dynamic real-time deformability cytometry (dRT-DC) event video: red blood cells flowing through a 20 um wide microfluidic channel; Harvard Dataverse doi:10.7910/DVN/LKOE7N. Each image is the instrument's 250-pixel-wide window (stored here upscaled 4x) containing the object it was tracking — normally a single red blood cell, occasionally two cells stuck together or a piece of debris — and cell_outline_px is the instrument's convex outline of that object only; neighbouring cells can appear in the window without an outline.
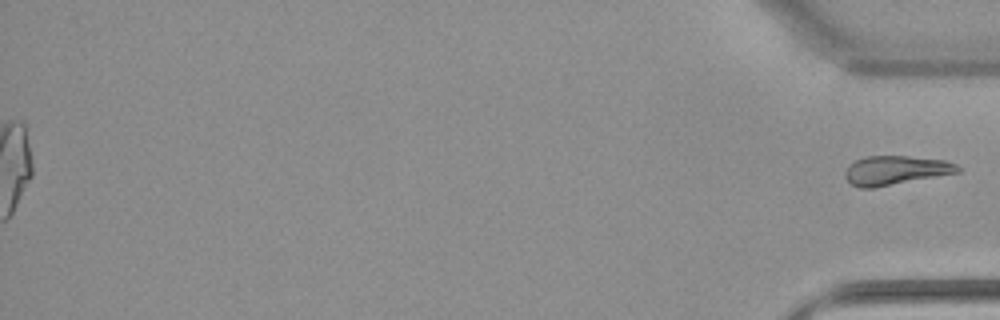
{"species": "common noctule bat (a hibernating species)", "species_latin": "Nyctalus noctula", "temperature_condition": "warm", "stored_images_in_passage": 54, "segment_of_instrument_passage": [2, 2], "camera_frame_rate_fps": 3000, "um_per_image_px": 0.085, "animal": {"sex": "female", "body_mass_g": 22.7, "forearm_length_mm": 54.2}, "frame": {"image": 1, "passage_image": 54, "time_ms": 17.667, "image_size_px": [1000, 320], "cell_outline_px": [[960, 172], [872, 188], [860, 188], [852, 184], [844, 176], [844, 172], [848, 164], [856, 160], [868, 156], [908, 156], [944, 160], [956, 164], [960, 168]], "centroid_in_image_um": [76.1, 14.47], "position_along_channel_um": 359.1, "area_um2": 18.96}}